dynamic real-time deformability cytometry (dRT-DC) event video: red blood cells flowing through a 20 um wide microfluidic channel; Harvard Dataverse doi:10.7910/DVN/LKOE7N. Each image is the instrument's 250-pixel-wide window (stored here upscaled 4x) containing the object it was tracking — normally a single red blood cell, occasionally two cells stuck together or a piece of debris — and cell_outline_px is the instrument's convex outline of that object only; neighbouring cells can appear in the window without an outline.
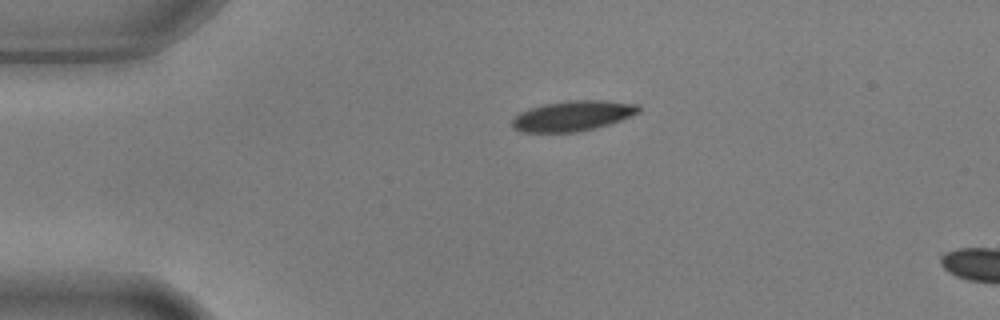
{"species": "common noctule bat (a hibernating species)", "species_latin": "Nyctalus noctula", "temperature_condition": "warm", "stored_images_in_passage": 2, "camera_frame_rate_fps": 3000, "um_per_image_px": 0.085, "animal": {"sex": "male", "body_mass_g": 17.9, "forearm_length_mm": 54.2}, "frame": {"image": 1, "passage_image": 1, "time_ms": 0.0, "image_size_px": [1000, 320], "cell_outline_px": [[640, 112], [632, 116], [608, 124], [576, 132], [524, 132], [512, 128], [512, 120], [520, 112], [528, 108], [544, 104], [568, 100], [604, 100], [640, 104]], "centroid_in_image_um": [48.69, 9.83], "position_along_channel_um": 36.3, "area_um2": 22.31}}